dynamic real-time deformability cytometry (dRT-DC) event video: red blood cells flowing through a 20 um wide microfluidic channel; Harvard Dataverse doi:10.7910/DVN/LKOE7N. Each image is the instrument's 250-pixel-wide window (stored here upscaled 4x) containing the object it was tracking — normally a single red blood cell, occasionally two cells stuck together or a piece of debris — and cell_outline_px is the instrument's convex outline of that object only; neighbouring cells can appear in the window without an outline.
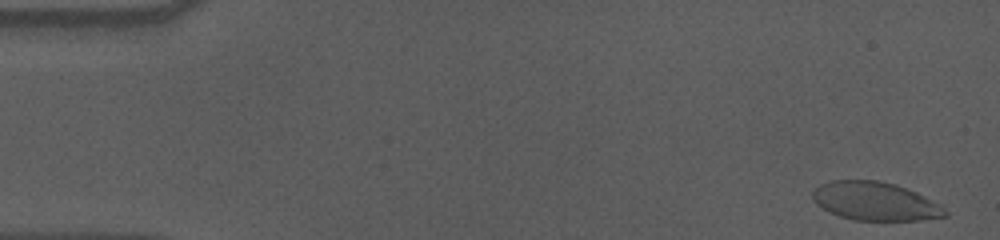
{"species": "human", "species_latin": "Homo sapiens", "temperature_condition": "cold", "stored_images_in_passage": 57, "camera_frame_rate_fps": 3000, "um_per_image_px": 0.085, "donor": {"sex": "male"}, "frame": {"image": 1, "passage_image": 2, "time_ms": 0.333, "image_size_px": [1000, 240], "cell_outline_px": [[948, 216], [920, 220], [852, 220], [840, 216], [816, 204], [812, 196], [812, 192], [820, 184], [832, 180], [876, 180], [896, 184], [916, 192], [940, 204], [948, 212]], "centroid_in_image_um": [74.4, 17.1], "position_along_channel_um": 10.6, "area_um2": 29.59}}
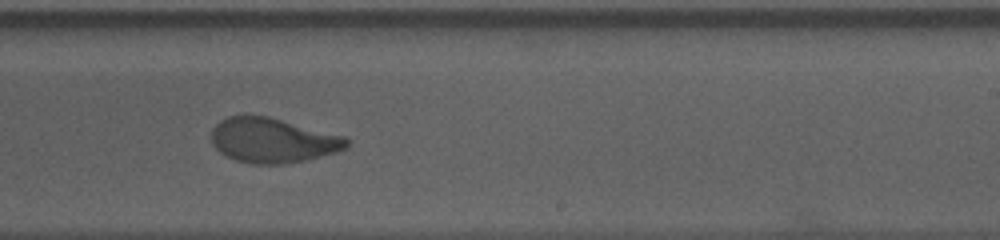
{"frame": {"image": 2, "passage_image": 35, "time_ms": 11.333, "image_size_px": [1000, 240], "cell_outline_px": [[348, 148], [336, 152], [308, 160], [284, 164], [252, 164], [236, 160], [224, 156], [212, 144], [212, 128], [220, 120], [228, 116], [268, 116], [348, 136]], "centroid_in_image_um": [23.22, 11.94], "position_along_channel_um": 265.8, "area_um2": 35.66}}
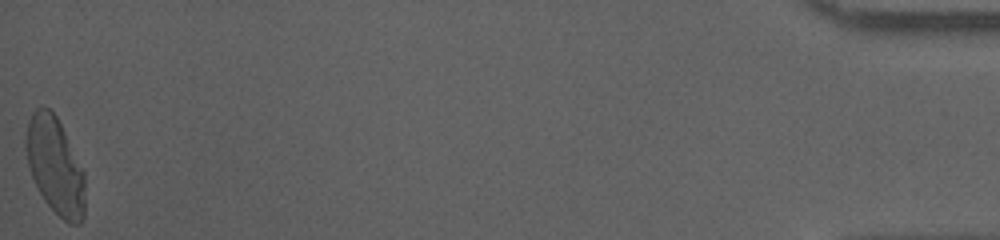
{"frame": {"image": 3, "passage_image": 57, "time_ms": 18.667, "image_size_px": [1000, 240], "cell_outline_px": [[84, 216], [80, 224], [68, 224], [44, 200], [32, 176], [28, 164], [24, 144], [24, 136], [28, 120], [32, 112], [40, 104], [48, 108], [56, 116], [84, 172]], "centroid_in_image_um": [4.66, 14.07], "position_along_channel_um": 430.5, "area_um2": 33.18}, "authors_computed_cell_mechanics": {"area_um2": 35.0268, "velocity_mm_per_s": 3.5841, "shape_relaxation_time_tau1_ms": 4.8811, "shape_relaxation_time_tau2_ms": 1.1546, "deformation_change_tau1": 0.1967, "deformation_change_tau2": 0.0649}}